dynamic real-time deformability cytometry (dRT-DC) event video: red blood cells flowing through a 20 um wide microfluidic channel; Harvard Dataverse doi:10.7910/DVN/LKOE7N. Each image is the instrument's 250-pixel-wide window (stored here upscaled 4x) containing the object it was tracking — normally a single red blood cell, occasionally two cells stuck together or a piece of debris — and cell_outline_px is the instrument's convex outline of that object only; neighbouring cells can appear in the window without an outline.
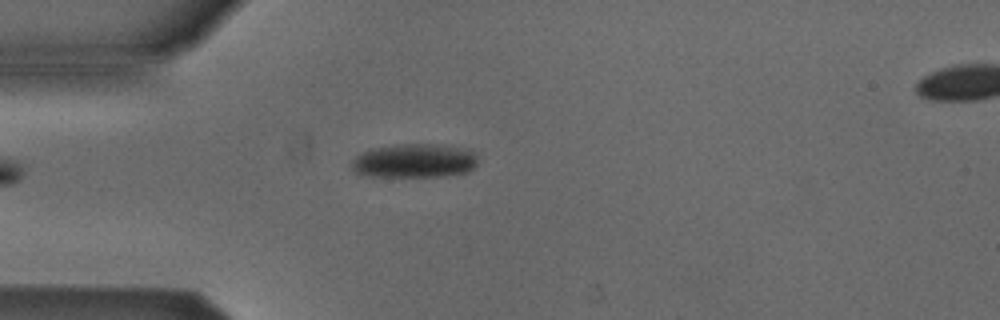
{"species": "Egyptian fruit bat (a non-hibernating species)", "species_latin": "Rousettus aegyptiacus", "temperature_condition": "cold", "stored_images_in_passage": 2, "camera_frame_rate_fps": 3000, "um_per_image_px": 0.085, "animal": {"sex": "male"}, "frame": {"image": 1, "passage_image": 2, "time_ms": 0.333, "image_size_px": [1000, 320], "cell_outline_px": [[476, 164], [468, 172], [444, 176], [368, 176], [356, 172], [352, 168], [352, 160], [356, 156], [368, 148], [396, 144], [444, 144], [468, 148], [476, 152]], "centroid_in_image_um": [35.25, 13.64], "position_along_channel_um": 49.8, "area_um2": 25.32}}